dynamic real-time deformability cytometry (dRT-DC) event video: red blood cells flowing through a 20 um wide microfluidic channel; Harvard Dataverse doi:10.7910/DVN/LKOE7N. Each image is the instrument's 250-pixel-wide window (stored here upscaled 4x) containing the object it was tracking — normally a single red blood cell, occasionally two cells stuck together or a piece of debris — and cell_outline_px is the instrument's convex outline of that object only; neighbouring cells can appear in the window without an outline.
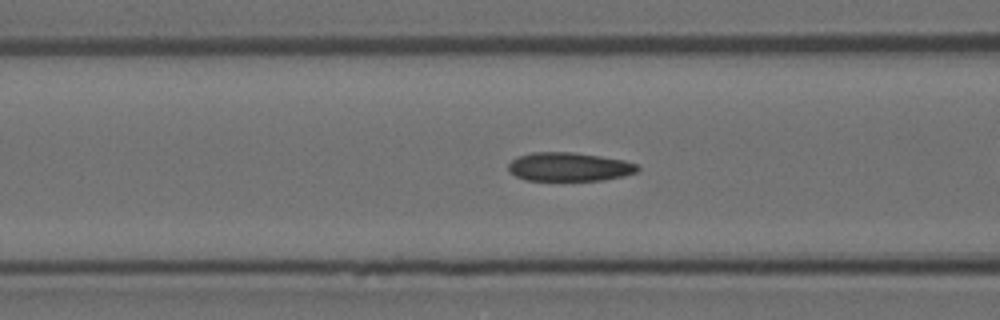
{"species": "Egyptian fruit bat (a non-hibernating species)", "species_latin": "Rousettus aegyptiacus", "temperature_condition": "room temperature", "stored_images_in_passage": 49, "camera_frame_rate_fps": 3000, "um_per_image_px": 0.085, "animal": {"sex": "female"}, "frame": {"image": 1, "passage_image": 15, "time_ms": 4.667, "image_size_px": [1000, 320], "cell_outline_px": [[640, 168], [636, 172], [624, 176], [604, 180], [524, 180], [508, 172], [508, 164], [512, 160], [520, 156], [532, 152], [572, 152], [600, 156], [624, 160], [636, 164]], "centroid_in_image_um": [48.37, 14.18], "position_along_channel_um": 118.2, "area_um2": 21.62}}
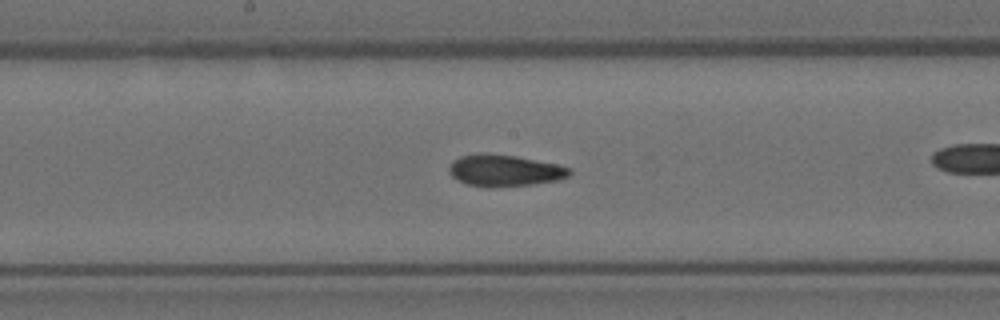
{"frame": {"image": 2, "passage_image": 22, "time_ms": 7.0, "image_size_px": [1000, 320], "cell_outline_px": [[572, 172], [568, 176], [556, 180], [532, 184], [468, 184], [456, 180], [448, 172], [448, 168], [452, 160], [460, 156], [476, 152], [488, 152], [516, 156], [556, 164], [572, 168]], "centroid_in_image_um": [42.85, 14.42], "position_along_channel_um": 205.3, "area_um2": 21.62}}
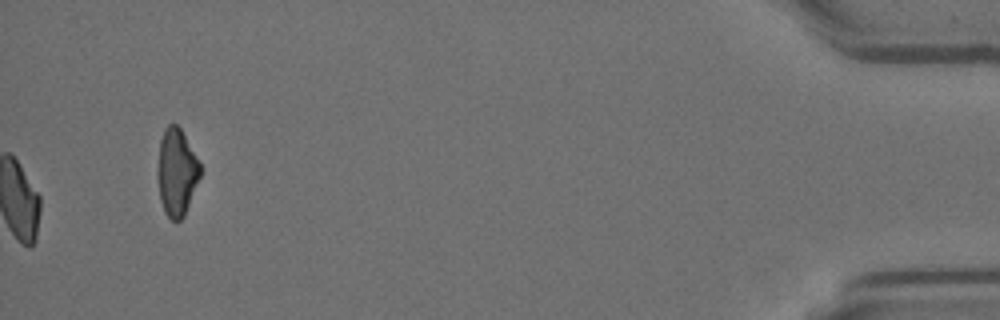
{"frame": {"image": 3, "passage_image": 49, "time_ms": 16.0, "image_size_px": [1000, 320], "cell_outline_px": [[200, 176], [184, 216], [180, 220], [172, 220], [164, 212], [160, 200], [160, 140], [164, 128], [168, 124], [176, 124], [180, 128], [200, 164]], "centroid_in_image_um": [15.04, 14.64], "position_along_channel_um": 420.2, "area_um2": 20.69}}